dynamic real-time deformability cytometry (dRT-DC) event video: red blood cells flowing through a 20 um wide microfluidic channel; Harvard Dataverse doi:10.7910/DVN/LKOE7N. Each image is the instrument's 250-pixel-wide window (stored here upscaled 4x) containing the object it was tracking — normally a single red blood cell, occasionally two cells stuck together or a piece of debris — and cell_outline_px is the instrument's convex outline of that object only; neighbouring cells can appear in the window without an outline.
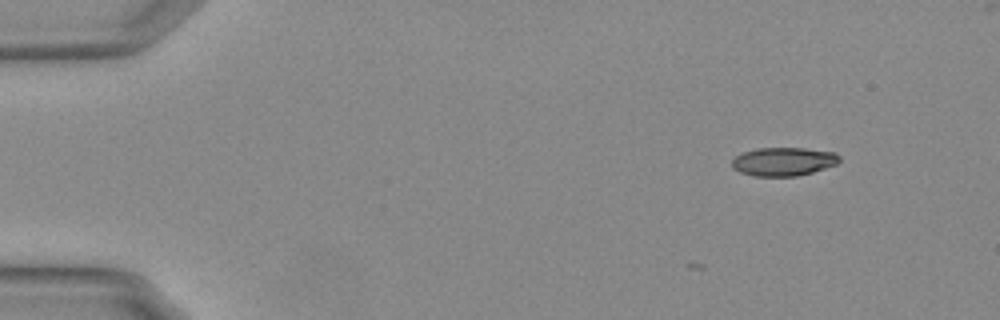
{"species": "Egyptian fruit bat (a non-hibernating species)", "species_latin": "Rousettus aegyptiacus", "temperature_condition": "warm", "stored_images_in_passage": 3, "camera_frame_rate_fps": 3000, "um_per_image_px": 0.085, "animal": {"sex": "female"}, "frame": {"image": 1, "passage_image": 1, "time_ms": 0.0, "image_size_px": [1000, 320], "cell_outline_px": [[840, 160], [836, 164], [812, 172], [796, 176], [752, 176], [740, 172], [732, 168], [732, 160], [736, 156], [744, 152], [756, 148], [804, 148], [836, 152], [840, 156]], "centroid_in_image_um": [66.59, 13.73], "position_along_channel_um": 18.4, "area_um2": 17.86}}